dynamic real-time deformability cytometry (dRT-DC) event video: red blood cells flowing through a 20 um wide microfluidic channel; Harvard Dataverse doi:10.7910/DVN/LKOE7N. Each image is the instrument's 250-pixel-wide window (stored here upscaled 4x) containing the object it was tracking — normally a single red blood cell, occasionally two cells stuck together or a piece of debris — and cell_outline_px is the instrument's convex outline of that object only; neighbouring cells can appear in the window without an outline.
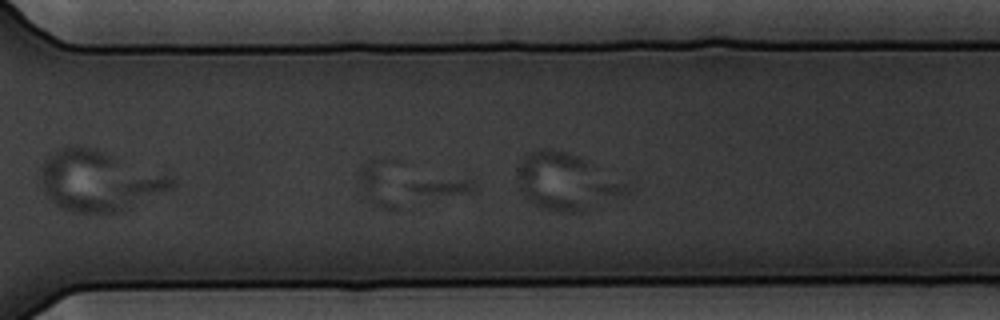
{"species": "common noctule bat (a hibernating species)", "species_latin": "Nyctalus noctula", "temperature_condition": "warm", "stored_images_in_passage": 28, "camera_frame_rate_fps": 3000, "um_per_image_px": 0.085, "animal": {"sex": "male", "body_mass_g": 20.1, "forearm_length_mm": 53.5}, "frame": {"image": 1, "passage_image": 25, "time_ms": 8.0, "image_size_px": [1000, 320], "cell_outline_px": [[480, 192], [436, 196], [416, 196], [404, 184], [412, 180], [464, 164], [468, 164], [476, 168], [480, 180]], "centroid_in_image_um": [38.01, 15.5], "position_along_channel_um": 332.6, "area_um2": 11.96}}